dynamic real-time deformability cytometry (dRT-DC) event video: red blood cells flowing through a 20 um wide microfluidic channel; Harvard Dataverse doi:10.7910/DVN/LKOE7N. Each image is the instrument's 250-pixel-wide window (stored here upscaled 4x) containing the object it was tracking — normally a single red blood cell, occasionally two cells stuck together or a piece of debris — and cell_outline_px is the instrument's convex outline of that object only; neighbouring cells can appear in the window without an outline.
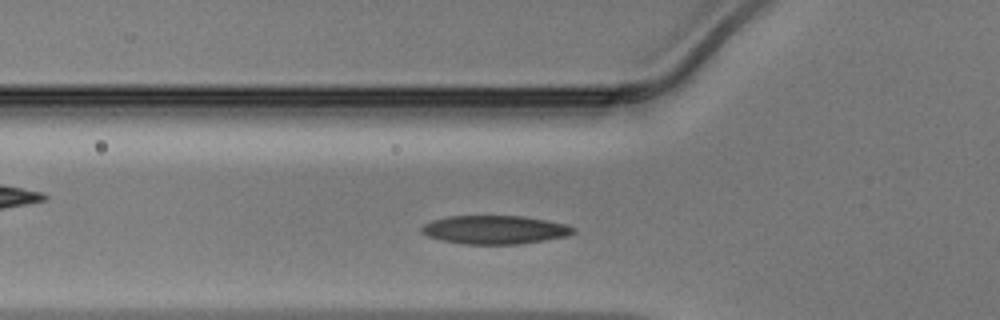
{"species": "Egyptian fruit bat (a non-hibernating species)", "species_latin": "Rousettus aegyptiacus", "temperature_condition": "warm", "stored_images_in_passage": 35, "camera_frame_rate_fps": 3000, "um_per_image_px": 0.085, "animal": {"sex": "male"}, "frame": {"image": 1, "passage_image": 7, "time_ms": 2.0, "image_size_px": [1000, 320], "cell_outline_px": [[576, 232], [568, 236], [544, 240], [516, 244], [464, 244], [440, 240], [428, 236], [420, 232], [420, 228], [424, 224], [432, 220], [448, 216], [524, 216], [564, 224], [576, 228]], "centroid_in_image_um": [42.03, 19.53], "position_along_channel_um": 83.8, "area_um2": 25.2}}
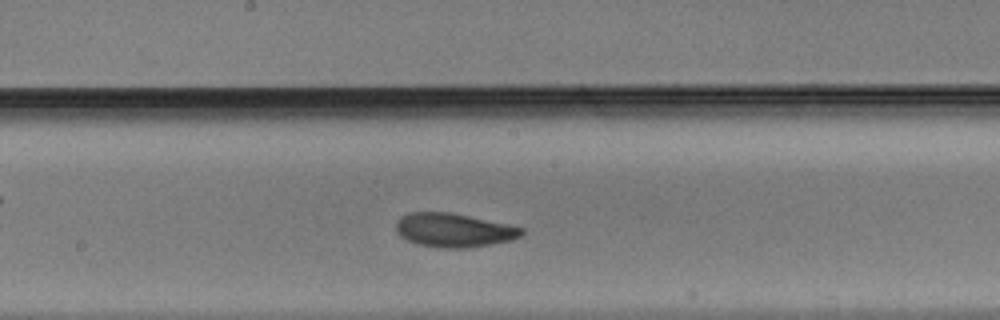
{"frame": {"image": 2, "passage_image": 16, "time_ms": 5.0, "image_size_px": [1000, 320], "cell_outline_px": [[524, 232], [520, 236], [512, 240], [492, 244], [468, 248], [440, 248], [420, 244], [408, 240], [400, 236], [396, 232], [396, 224], [408, 212], [452, 212], [524, 228]], "centroid_in_image_um": [38.59, 19.57], "position_along_channel_um": 209.6, "area_um2": 24.62}}
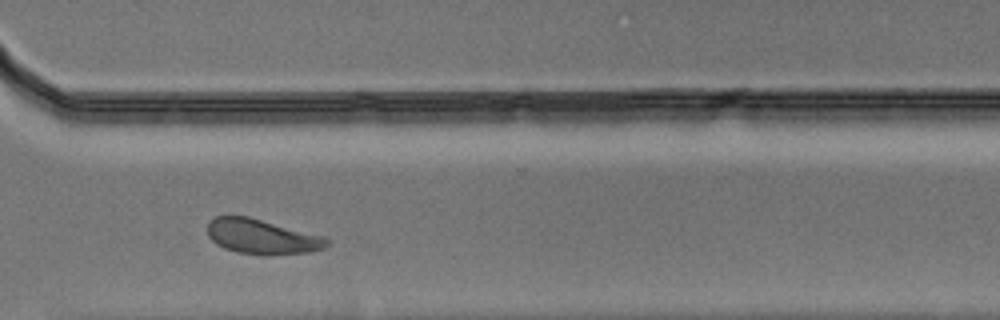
{"frame": {"image": 3, "passage_image": 26, "time_ms": 8.333, "image_size_px": [1000, 320], "cell_outline_px": [[328, 244], [324, 248], [312, 252], [236, 252], [224, 248], [216, 244], [208, 236], [208, 224], [216, 216], [248, 216], [324, 236], [328, 240]], "centroid_in_image_um": [22.24, 20.07], "position_along_channel_um": 348.4, "area_um2": 23.29}}